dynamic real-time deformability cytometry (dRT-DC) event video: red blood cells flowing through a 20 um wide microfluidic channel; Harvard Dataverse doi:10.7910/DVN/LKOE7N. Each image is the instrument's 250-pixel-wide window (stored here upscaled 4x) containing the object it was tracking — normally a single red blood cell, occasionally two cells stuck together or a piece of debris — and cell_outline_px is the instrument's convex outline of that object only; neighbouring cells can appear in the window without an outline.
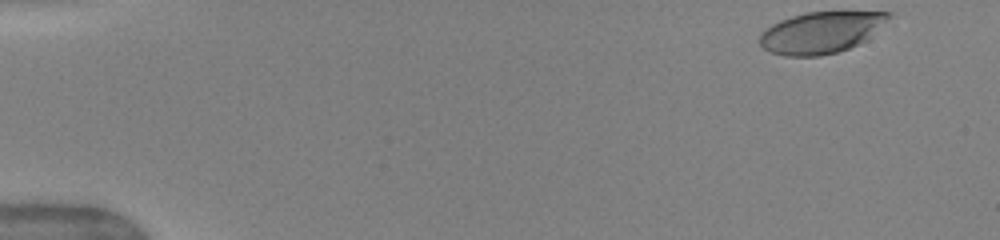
{"species": "human", "species_latin": "Homo sapiens", "temperature_condition": "warm", "stored_images_in_passage": 47, "camera_frame_rate_fps": 3000, "um_per_image_px": 0.085, "donor": {"sex": "female"}, "frame": {"image": 1, "passage_image": 1, "time_ms": 0.0, "image_size_px": [1000, 240], "cell_outline_px": [[892, 16], [864, 40], [848, 48], [836, 52], [820, 56], [784, 56], [772, 52], [764, 48], [760, 44], [760, 32], [764, 28], [780, 20], [792, 16], [808, 12], [892, 12]], "centroid_in_image_um": [69.73, 2.76], "position_along_channel_um": 15.3, "area_um2": 30.69}}
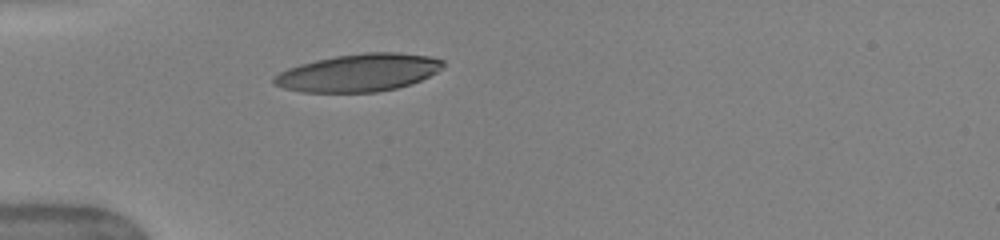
{"frame": {"image": 2, "passage_image": 13, "time_ms": 4.0, "image_size_px": [1000, 240], "cell_outline_px": [[444, 68], [412, 84], [396, 88], [376, 92], [300, 92], [284, 88], [272, 84], [272, 76], [288, 68], [300, 64], [316, 60], [336, 56], [364, 52], [400, 52], [428, 56], [444, 60]], "centroid_in_image_um": [30.48, 6.18], "position_along_channel_um": 54.5, "area_um2": 37.22}}
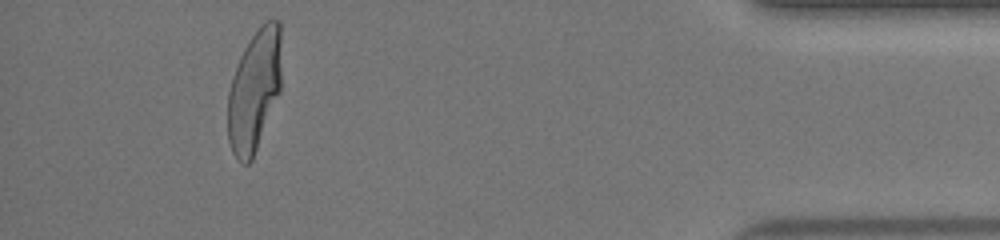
{"frame": {"image": 3, "passage_image": 44, "time_ms": 14.333, "image_size_px": [1000, 240], "cell_outline_px": [[280, 92], [252, 160], [248, 164], [244, 164], [232, 152], [228, 140], [228, 92], [232, 76], [240, 56], [244, 48], [260, 24], [264, 20], [280, 20]], "centroid_in_image_um": [21.61, 7.67], "position_along_channel_um": 413.6, "area_um2": 37.97}, "authors_computed_cell_mechanics": {"area_um2": 38.5526, "velocity_mm_per_s": 4.0866, "shape_relaxation_time_tau1_ms": 4.072, "shape_relaxation_time_tau2_ms": 0.8196, "deformation_change_tau1": 0.2281, "deformation_change_tau2": 0.0793}}